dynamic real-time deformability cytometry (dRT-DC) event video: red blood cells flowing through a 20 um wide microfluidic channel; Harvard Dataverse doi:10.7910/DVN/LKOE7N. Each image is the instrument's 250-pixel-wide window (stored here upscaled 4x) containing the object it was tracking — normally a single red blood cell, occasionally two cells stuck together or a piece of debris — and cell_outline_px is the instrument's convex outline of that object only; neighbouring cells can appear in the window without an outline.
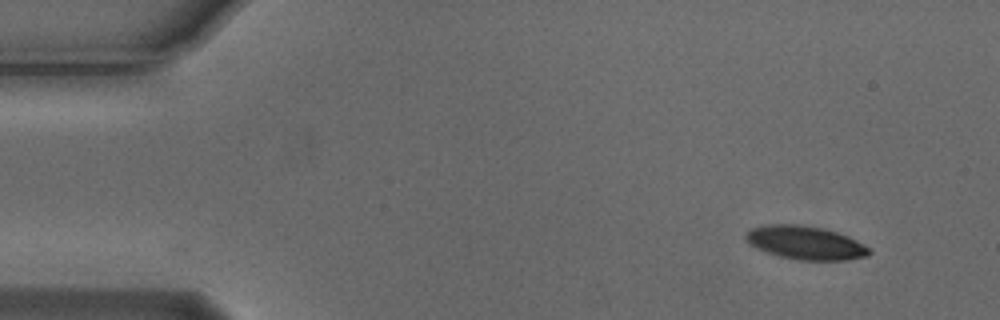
{"species": "Egyptian fruit bat (a non-hibernating species)", "species_latin": "Rousettus aegyptiacus", "temperature_condition": "cold", "stored_images_in_passage": 51, "camera_frame_rate_fps": 3000, "um_per_image_px": 0.085, "animal": {"sex": "male"}, "frame": {"image": 1, "passage_image": 1, "time_ms": 0.0, "image_size_px": [1000, 320], "cell_outline_px": [[872, 252], [868, 256], [848, 260], [800, 260], [780, 256], [764, 252], [748, 244], [744, 240], [744, 236], [752, 228], [772, 224], [796, 224], [824, 228], [848, 236], [856, 240], [868, 248]], "centroid_in_image_um": [68.44, 20.64], "position_along_channel_um": 16.6, "area_um2": 24.1}}
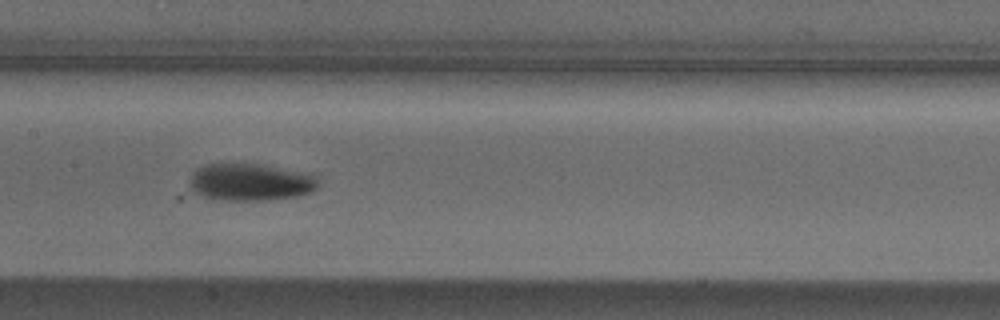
{"frame": {"image": 2, "passage_image": 23, "time_ms": 7.333, "image_size_px": [1000, 320], "cell_outline_px": [[320, 184], [312, 192], [296, 196], [272, 200], [212, 200], [192, 192], [188, 184], [192, 172], [196, 168], [204, 164], [260, 164], [316, 176]], "centroid_in_image_um": [21.2, 15.5], "position_along_channel_um": 186.2, "area_um2": 28.09}}
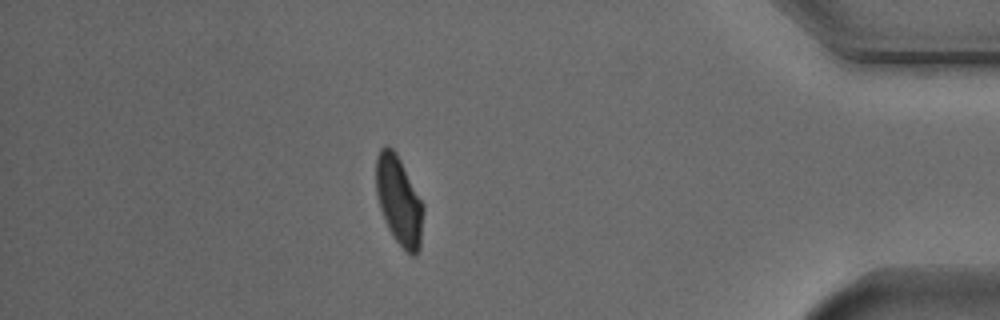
{"frame": {"image": 3, "passage_image": 44, "time_ms": 14.333, "image_size_px": [1000, 320], "cell_outline_px": [[424, 212], [420, 248], [416, 256], [412, 256], [392, 236], [388, 228], [380, 208], [376, 192], [376, 156], [380, 148], [384, 144], [388, 144], [396, 152], [424, 204]], "centroid_in_image_um": [33.92, 17.03], "position_along_channel_um": 401.3, "area_um2": 24.62}, "authors_computed_cell_mechanics": {"area_um2": 25.2586, "velocity_mm_per_s": 3.6995, "shape_relaxation_time_tau1_ms": 2.5838, "shape_relaxation_time_tau2_ms": null, "deformation_change_tau1": 0.1382, "deformation_change_tau2": null}}